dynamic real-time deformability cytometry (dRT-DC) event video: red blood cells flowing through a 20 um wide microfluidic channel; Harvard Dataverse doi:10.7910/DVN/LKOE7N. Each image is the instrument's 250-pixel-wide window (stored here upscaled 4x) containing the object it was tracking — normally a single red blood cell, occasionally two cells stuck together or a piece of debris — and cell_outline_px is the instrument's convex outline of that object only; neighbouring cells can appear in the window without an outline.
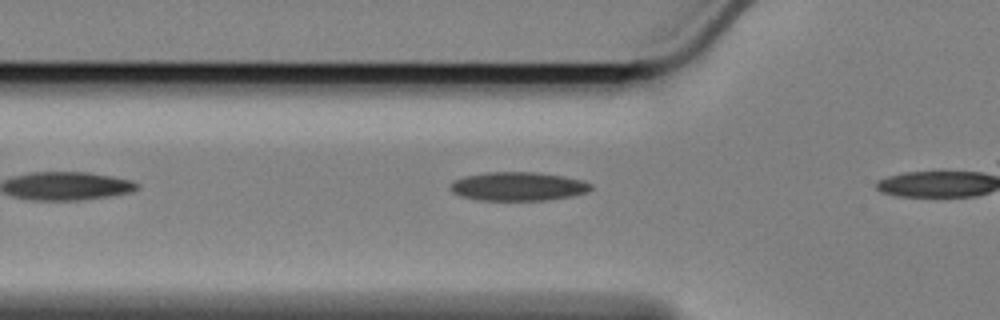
{"species": "Egyptian fruit bat (a non-hibernating species)", "species_latin": "Rousettus aegyptiacus", "temperature_condition": "cold", "stored_images_in_passage": 8, "camera_frame_rate_fps": 3000, "um_per_image_px": 0.085, "animal": {"sex": "female"}, "frame": {"image": 1, "passage_image": 2, "time_ms": 0.333, "image_size_px": [1000, 320], "cell_outline_px": [[592, 188], [588, 192], [572, 196], [548, 200], [480, 200], [460, 196], [452, 192], [448, 188], [456, 180], [464, 176], [484, 172], [536, 172], [564, 176], [584, 180], [592, 184]], "centroid_in_image_um": [44.06, 15.84], "position_along_channel_um": 81.7, "area_um2": 23.7}}
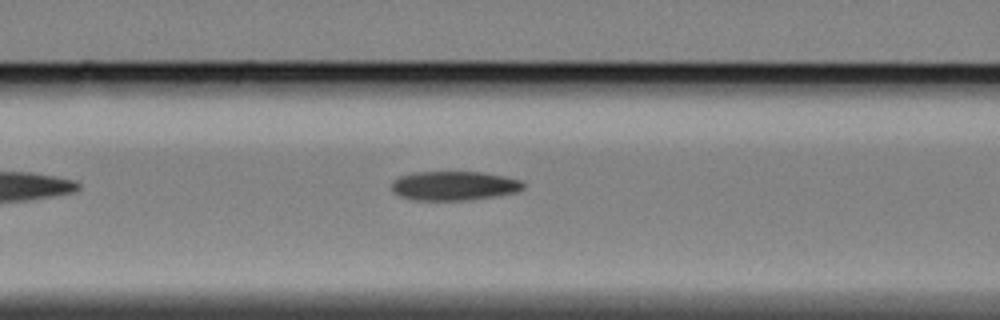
{"frame": {"image": 2, "passage_image": 6, "time_ms": 1.667, "image_size_px": [1000, 320], "cell_outline_px": [[524, 188], [516, 192], [496, 196], [468, 200], [412, 200], [400, 196], [392, 192], [392, 180], [400, 176], [412, 172], [484, 172], [504, 176], [520, 180], [524, 184]], "centroid_in_image_um": [38.57, 15.79], "position_along_channel_um": 128.0, "area_um2": 22.54}}